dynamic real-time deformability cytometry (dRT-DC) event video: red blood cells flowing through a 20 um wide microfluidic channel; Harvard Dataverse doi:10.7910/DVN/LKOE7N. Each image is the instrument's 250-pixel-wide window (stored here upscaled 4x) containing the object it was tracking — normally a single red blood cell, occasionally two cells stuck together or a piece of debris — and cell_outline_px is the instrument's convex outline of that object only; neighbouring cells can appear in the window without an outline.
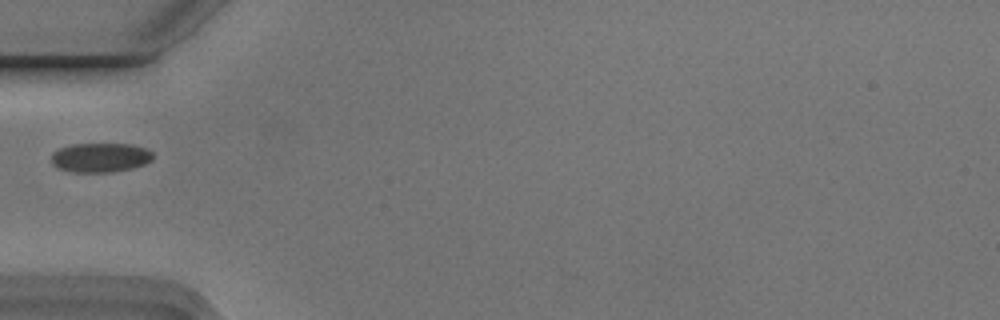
{"species": "Egyptian fruit bat (a non-hibernating species)", "species_latin": "Rousettus aegyptiacus", "temperature_condition": "cold", "stored_images_in_passage": 2, "camera_frame_rate_fps": 3000, "um_per_image_px": 0.085, "animal": {"sex": "male"}, "frame": {"image": 1, "passage_image": 2, "time_ms": 0.333, "image_size_px": [1000, 320], "cell_outline_px": [[152, 160], [144, 164], [132, 168], [112, 172], [72, 172], [60, 168], [52, 164], [52, 152], [60, 148], [72, 144], [132, 144], [144, 148], [152, 152]], "centroid_in_image_um": [8.52, 13.39], "position_along_channel_um": 76.5, "area_um2": 17.28}}